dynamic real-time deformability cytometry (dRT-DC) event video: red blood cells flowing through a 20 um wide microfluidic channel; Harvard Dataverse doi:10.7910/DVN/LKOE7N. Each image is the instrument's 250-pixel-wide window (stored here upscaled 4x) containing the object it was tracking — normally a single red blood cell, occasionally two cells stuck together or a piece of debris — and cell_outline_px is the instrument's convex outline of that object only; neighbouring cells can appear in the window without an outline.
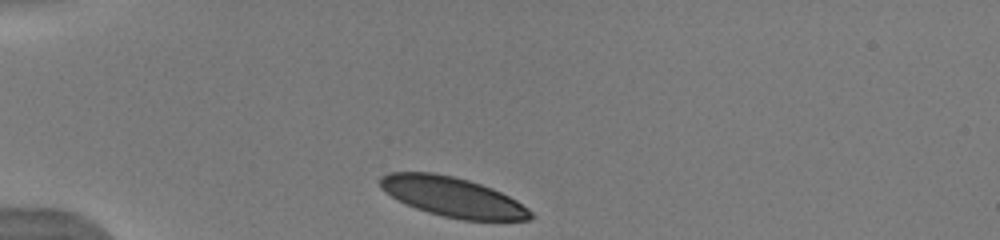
{"species": "human", "species_latin": "Homo sapiens", "temperature_condition": "warm", "stored_images_in_passage": 39, "camera_frame_rate_fps": 3000, "um_per_image_px": 0.085, "donor": {"sex": "male"}, "frame": {"image": 1, "passage_image": 1, "time_ms": 0.0, "image_size_px": [1000, 240], "cell_outline_px": [[532, 220], [460, 220], [428, 212], [416, 208], [384, 192], [380, 188], [380, 176], [388, 172], [432, 172], [452, 176], [468, 180], [492, 188], [516, 200], [528, 208], [532, 212]], "centroid_in_image_um": [38.47, 16.73], "position_along_channel_um": 46.5, "area_um2": 34.56}}
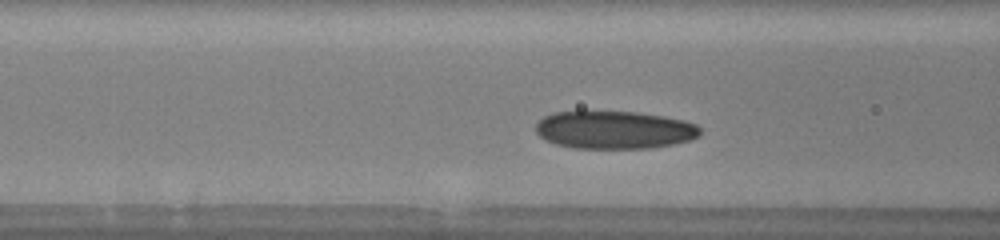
{"frame": {"image": 2, "passage_image": 9, "time_ms": 2.667, "image_size_px": [1000, 240], "cell_outline_px": [[700, 136], [688, 140], [672, 144], [652, 148], [572, 148], [556, 144], [544, 140], [536, 132], [536, 124], [544, 116], [552, 112], [576, 108], [584, 108], [636, 112], [664, 116], [684, 120], [696, 124], [700, 128]], "centroid_in_image_um": [52.14, 10.99], "position_along_channel_um": 114.5, "area_um2": 37.57}}
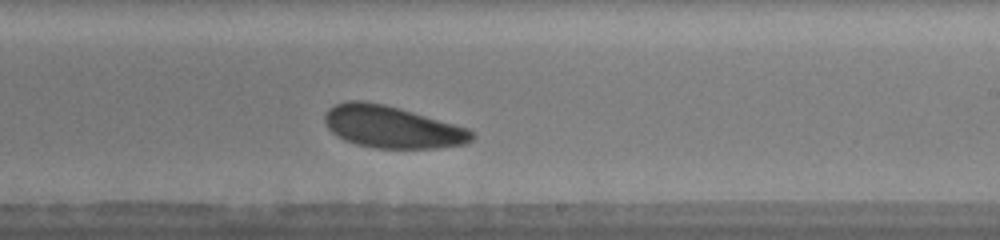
{"frame": {"image": 3, "passage_image": 20, "time_ms": 6.333, "image_size_px": [1000, 240], "cell_outline_px": [[476, 136], [472, 140], [464, 144], [436, 148], [376, 148], [356, 144], [344, 140], [336, 136], [324, 124], [324, 116], [328, 108], [336, 104], [348, 100], [364, 100], [384, 104], [400, 108], [468, 128]], "centroid_in_image_um": [33.29, 10.79], "position_along_channel_um": 255.7, "area_um2": 36.18}, "authors_computed_cell_mechanics": {"area_um2": 36.1828, "velocity_mm_per_s": 3.8624, "shape_relaxation_time_tau1_ms": 3.292, "shape_relaxation_time_tau2_ms": null, "deformation_change_tau1": 0.0919, "deformation_change_tau2": null}}